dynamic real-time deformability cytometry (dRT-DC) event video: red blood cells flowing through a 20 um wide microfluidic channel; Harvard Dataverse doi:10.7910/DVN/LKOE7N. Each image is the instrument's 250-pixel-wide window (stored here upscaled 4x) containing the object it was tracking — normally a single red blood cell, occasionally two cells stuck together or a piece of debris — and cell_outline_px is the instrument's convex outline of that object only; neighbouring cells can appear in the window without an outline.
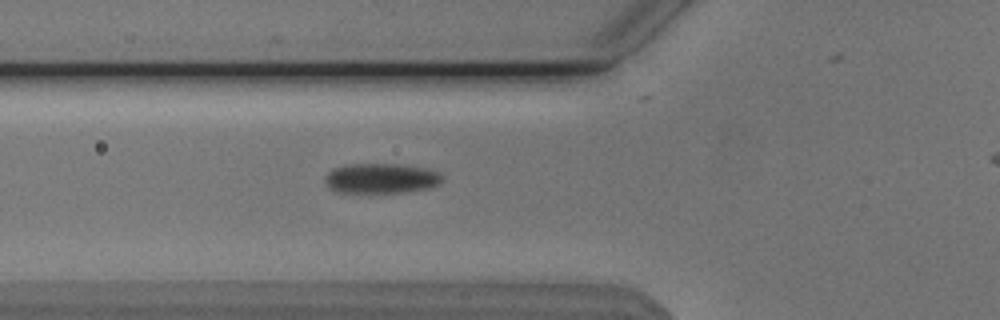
{"species": "Egyptian fruit bat (a non-hibernating species)", "species_latin": "Rousettus aegyptiacus", "temperature_condition": "cold", "stored_images_in_passage": 36, "camera_frame_rate_fps": 3000, "um_per_image_px": 0.085, "animal": {"sex": "male"}, "frame": {"image": 1, "passage_image": 6, "time_ms": 1.667, "image_size_px": [1000, 320], "cell_outline_px": [[444, 180], [440, 184], [428, 188], [400, 192], [336, 192], [328, 188], [324, 180], [328, 172], [332, 168], [348, 164], [400, 164], [428, 168], [436, 172]], "centroid_in_image_um": [32.36, 15.15], "position_along_channel_um": 93.4, "area_um2": 20.52}}
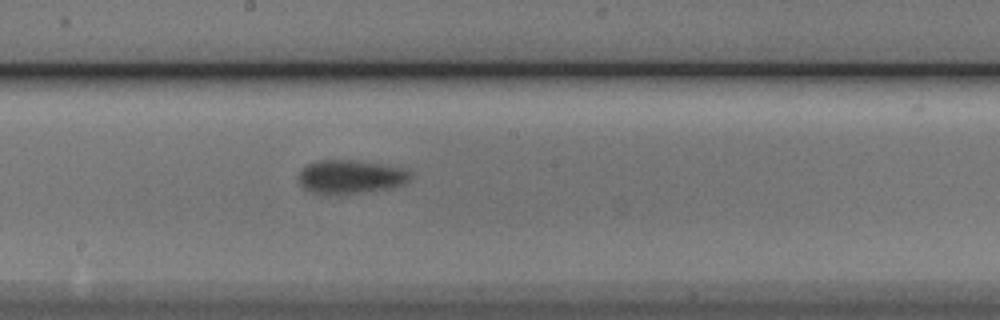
{"frame": {"image": 2, "passage_image": 16, "time_ms": 5.0, "image_size_px": [1000, 320], "cell_outline_px": [[408, 180], [400, 184], [388, 188], [344, 196], [332, 196], [312, 192], [304, 188], [300, 180], [300, 172], [308, 164], [320, 160], [356, 160], [400, 168], [408, 172]], "centroid_in_image_um": [29.72, 15.06], "position_along_channel_um": 218.5, "area_um2": 21.68}}
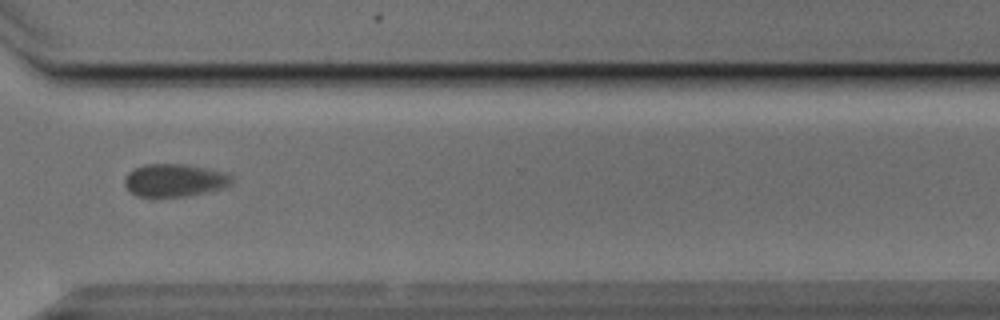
{"frame": {"image": 3, "passage_image": 27, "time_ms": 8.667, "image_size_px": [1000, 320], "cell_outline_px": [[236, 180], [232, 184], [224, 188], [188, 196], [136, 196], [128, 192], [124, 184], [124, 176], [128, 172], [144, 164], [188, 164], [208, 168], [224, 172], [232, 176]], "centroid_in_image_um": [14.85, 15.32], "position_along_channel_um": 355.7, "area_um2": 20.81}, "authors_computed_cell_mechanics": {"area_um2": 20.8658, "velocity_mm_per_s": 3.7449, "shape_relaxation_time_tau1_ms": 3.8063, "shape_relaxation_time_tau2_ms": null, "deformation_change_tau1": 0.0921, "deformation_change_tau2": null}}